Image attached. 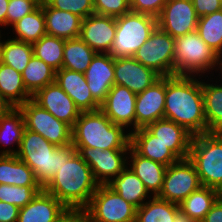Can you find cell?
Wrapping results in <instances>:
<instances>
[{
	"instance_id": "cell-1",
	"label": "cell",
	"mask_w": 222,
	"mask_h": 222,
	"mask_svg": "<svg viewBox=\"0 0 222 222\" xmlns=\"http://www.w3.org/2000/svg\"><path fill=\"white\" fill-rule=\"evenodd\" d=\"M194 76H166L164 118L196 136L207 133V123L202 82Z\"/></svg>"
},
{
	"instance_id": "cell-2",
	"label": "cell",
	"mask_w": 222,
	"mask_h": 222,
	"mask_svg": "<svg viewBox=\"0 0 222 222\" xmlns=\"http://www.w3.org/2000/svg\"><path fill=\"white\" fill-rule=\"evenodd\" d=\"M99 184L90 166L76 151L71 157H62V165L50 182L43 188L68 209H84Z\"/></svg>"
},
{
	"instance_id": "cell-3",
	"label": "cell",
	"mask_w": 222,
	"mask_h": 222,
	"mask_svg": "<svg viewBox=\"0 0 222 222\" xmlns=\"http://www.w3.org/2000/svg\"><path fill=\"white\" fill-rule=\"evenodd\" d=\"M114 124L101 110L81 112L72 127L73 147L130 149V132Z\"/></svg>"
},
{
	"instance_id": "cell-4",
	"label": "cell",
	"mask_w": 222,
	"mask_h": 222,
	"mask_svg": "<svg viewBox=\"0 0 222 222\" xmlns=\"http://www.w3.org/2000/svg\"><path fill=\"white\" fill-rule=\"evenodd\" d=\"M75 152L72 144L58 147L25 128L16 156L34 171L37 182L44 188L58 173L62 157H71Z\"/></svg>"
},
{
	"instance_id": "cell-5",
	"label": "cell",
	"mask_w": 222,
	"mask_h": 222,
	"mask_svg": "<svg viewBox=\"0 0 222 222\" xmlns=\"http://www.w3.org/2000/svg\"><path fill=\"white\" fill-rule=\"evenodd\" d=\"M188 159L194 164L201 185L222 193V133L193 136Z\"/></svg>"
},
{
	"instance_id": "cell-6",
	"label": "cell",
	"mask_w": 222,
	"mask_h": 222,
	"mask_svg": "<svg viewBox=\"0 0 222 222\" xmlns=\"http://www.w3.org/2000/svg\"><path fill=\"white\" fill-rule=\"evenodd\" d=\"M221 58L200 38L197 31L175 38L174 75H198L213 70L217 65L222 70Z\"/></svg>"
},
{
	"instance_id": "cell-7",
	"label": "cell",
	"mask_w": 222,
	"mask_h": 222,
	"mask_svg": "<svg viewBox=\"0 0 222 222\" xmlns=\"http://www.w3.org/2000/svg\"><path fill=\"white\" fill-rule=\"evenodd\" d=\"M157 27V18L130 11L116 17L115 38L109 54L113 58L133 57Z\"/></svg>"
},
{
	"instance_id": "cell-8",
	"label": "cell",
	"mask_w": 222,
	"mask_h": 222,
	"mask_svg": "<svg viewBox=\"0 0 222 222\" xmlns=\"http://www.w3.org/2000/svg\"><path fill=\"white\" fill-rule=\"evenodd\" d=\"M136 211L108 185H99L84 208L86 222H135Z\"/></svg>"
},
{
	"instance_id": "cell-9",
	"label": "cell",
	"mask_w": 222,
	"mask_h": 222,
	"mask_svg": "<svg viewBox=\"0 0 222 222\" xmlns=\"http://www.w3.org/2000/svg\"><path fill=\"white\" fill-rule=\"evenodd\" d=\"M19 109L23 113L26 129L40 134L58 147L72 144V127L58 120L32 99L24 102Z\"/></svg>"
},
{
	"instance_id": "cell-10",
	"label": "cell",
	"mask_w": 222,
	"mask_h": 222,
	"mask_svg": "<svg viewBox=\"0 0 222 222\" xmlns=\"http://www.w3.org/2000/svg\"><path fill=\"white\" fill-rule=\"evenodd\" d=\"M174 49L175 38L156 27L133 58L160 76H173Z\"/></svg>"
},
{
	"instance_id": "cell-11",
	"label": "cell",
	"mask_w": 222,
	"mask_h": 222,
	"mask_svg": "<svg viewBox=\"0 0 222 222\" xmlns=\"http://www.w3.org/2000/svg\"><path fill=\"white\" fill-rule=\"evenodd\" d=\"M201 186L196 168L187 158L167 167L163 186L157 197L179 205Z\"/></svg>"
},
{
	"instance_id": "cell-12",
	"label": "cell",
	"mask_w": 222,
	"mask_h": 222,
	"mask_svg": "<svg viewBox=\"0 0 222 222\" xmlns=\"http://www.w3.org/2000/svg\"><path fill=\"white\" fill-rule=\"evenodd\" d=\"M82 159L90 166L93 177L99 185H108L127 166L125 153L130 149H94L74 147ZM125 156V157H124Z\"/></svg>"
},
{
	"instance_id": "cell-13",
	"label": "cell",
	"mask_w": 222,
	"mask_h": 222,
	"mask_svg": "<svg viewBox=\"0 0 222 222\" xmlns=\"http://www.w3.org/2000/svg\"><path fill=\"white\" fill-rule=\"evenodd\" d=\"M198 19L192 0H168L157 17V27L176 38L196 31Z\"/></svg>"
},
{
	"instance_id": "cell-14",
	"label": "cell",
	"mask_w": 222,
	"mask_h": 222,
	"mask_svg": "<svg viewBox=\"0 0 222 222\" xmlns=\"http://www.w3.org/2000/svg\"><path fill=\"white\" fill-rule=\"evenodd\" d=\"M166 76H161L143 92L137 93L135 130L164 118Z\"/></svg>"
},
{
	"instance_id": "cell-15",
	"label": "cell",
	"mask_w": 222,
	"mask_h": 222,
	"mask_svg": "<svg viewBox=\"0 0 222 222\" xmlns=\"http://www.w3.org/2000/svg\"><path fill=\"white\" fill-rule=\"evenodd\" d=\"M32 100L71 127L81 113L72 98L56 82L38 90Z\"/></svg>"
},
{
	"instance_id": "cell-16",
	"label": "cell",
	"mask_w": 222,
	"mask_h": 222,
	"mask_svg": "<svg viewBox=\"0 0 222 222\" xmlns=\"http://www.w3.org/2000/svg\"><path fill=\"white\" fill-rule=\"evenodd\" d=\"M161 76L133 57L114 58V84L127 87L134 93L143 92Z\"/></svg>"
},
{
	"instance_id": "cell-17",
	"label": "cell",
	"mask_w": 222,
	"mask_h": 222,
	"mask_svg": "<svg viewBox=\"0 0 222 222\" xmlns=\"http://www.w3.org/2000/svg\"><path fill=\"white\" fill-rule=\"evenodd\" d=\"M136 95L127 87L114 84L105 100L100 104V110L114 124L124 128L133 125V131H135Z\"/></svg>"
},
{
	"instance_id": "cell-18",
	"label": "cell",
	"mask_w": 222,
	"mask_h": 222,
	"mask_svg": "<svg viewBox=\"0 0 222 222\" xmlns=\"http://www.w3.org/2000/svg\"><path fill=\"white\" fill-rule=\"evenodd\" d=\"M115 32V17L92 14L82 19L80 38L96 53H109Z\"/></svg>"
},
{
	"instance_id": "cell-19",
	"label": "cell",
	"mask_w": 222,
	"mask_h": 222,
	"mask_svg": "<svg viewBox=\"0 0 222 222\" xmlns=\"http://www.w3.org/2000/svg\"><path fill=\"white\" fill-rule=\"evenodd\" d=\"M180 160L189 157L193 135L181 125L169 119H159L145 127Z\"/></svg>"
},
{
	"instance_id": "cell-20",
	"label": "cell",
	"mask_w": 222,
	"mask_h": 222,
	"mask_svg": "<svg viewBox=\"0 0 222 222\" xmlns=\"http://www.w3.org/2000/svg\"><path fill=\"white\" fill-rule=\"evenodd\" d=\"M84 74L91 95L101 104L114 85V58L109 53H97Z\"/></svg>"
},
{
	"instance_id": "cell-21",
	"label": "cell",
	"mask_w": 222,
	"mask_h": 222,
	"mask_svg": "<svg viewBox=\"0 0 222 222\" xmlns=\"http://www.w3.org/2000/svg\"><path fill=\"white\" fill-rule=\"evenodd\" d=\"M55 82L72 98L81 112L100 110V104L91 95L84 73L61 68L56 71Z\"/></svg>"
},
{
	"instance_id": "cell-22",
	"label": "cell",
	"mask_w": 222,
	"mask_h": 222,
	"mask_svg": "<svg viewBox=\"0 0 222 222\" xmlns=\"http://www.w3.org/2000/svg\"><path fill=\"white\" fill-rule=\"evenodd\" d=\"M67 209L53 195L42 190L26 206L19 209L17 222H54Z\"/></svg>"
},
{
	"instance_id": "cell-23",
	"label": "cell",
	"mask_w": 222,
	"mask_h": 222,
	"mask_svg": "<svg viewBox=\"0 0 222 222\" xmlns=\"http://www.w3.org/2000/svg\"><path fill=\"white\" fill-rule=\"evenodd\" d=\"M130 146L140 156L169 166L180 159L145 127L130 133Z\"/></svg>"
},
{
	"instance_id": "cell-24",
	"label": "cell",
	"mask_w": 222,
	"mask_h": 222,
	"mask_svg": "<svg viewBox=\"0 0 222 222\" xmlns=\"http://www.w3.org/2000/svg\"><path fill=\"white\" fill-rule=\"evenodd\" d=\"M45 15L46 34L69 40L80 37L82 18L68 11L50 7L44 0L40 2Z\"/></svg>"
},
{
	"instance_id": "cell-25",
	"label": "cell",
	"mask_w": 222,
	"mask_h": 222,
	"mask_svg": "<svg viewBox=\"0 0 222 222\" xmlns=\"http://www.w3.org/2000/svg\"><path fill=\"white\" fill-rule=\"evenodd\" d=\"M128 153L132 159L130 161L132 164H127L130 165V170L143 182L149 193L151 191L153 196H158L163 186L167 166L138 155L131 147Z\"/></svg>"
},
{
	"instance_id": "cell-26",
	"label": "cell",
	"mask_w": 222,
	"mask_h": 222,
	"mask_svg": "<svg viewBox=\"0 0 222 222\" xmlns=\"http://www.w3.org/2000/svg\"><path fill=\"white\" fill-rule=\"evenodd\" d=\"M0 93L12 108H19L32 99L26 90L21 73L0 62Z\"/></svg>"
},
{
	"instance_id": "cell-27",
	"label": "cell",
	"mask_w": 222,
	"mask_h": 222,
	"mask_svg": "<svg viewBox=\"0 0 222 222\" xmlns=\"http://www.w3.org/2000/svg\"><path fill=\"white\" fill-rule=\"evenodd\" d=\"M108 186L136 208L141 207L149 195L143 182L130 170L128 165Z\"/></svg>"
},
{
	"instance_id": "cell-28",
	"label": "cell",
	"mask_w": 222,
	"mask_h": 222,
	"mask_svg": "<svg viewBox=\"0 0 222 222\" xmlns=\"http://www.w3.org/2000/svg\"><path fill=\"white\" fill-rule=\"evenodd\" d=\"M0 184L40 186L34 171L14 155H0Z\"/></svg>"
},
{
	"instance_id": "cell-29",
	"label": "cell",
	"mask_w": 222,
	"mask_h": 222,
	"mask_svg": "<svg viewBox=\"0 0 222 222\" xmlns=\"http://www.w3.org/2000/svg\"><path fill=\"white\" fill-rule=\"evenodd\" d=\"M25 130V121L22 111L19 108H11L8 112L0 114V143L9 145L16 143L17 150L5 149L0 155L16 156L22 136Z\"/></svg>"
},
{
	"instance_id": "cell-30",
	"label": "cell",
	"mask_w": 222,
	"mask_h": 222,
	"mask_svg": "<svg viewBox=\"0 0 222 222\" xmlns=\"http://www.w3.org/2000/svg\"><path fill=\"white\" fill-rule=\"evenodd\" d=\"M221 195L217 189L201 186L179 204V209L190 218L201 222Z\"/></svg>"
},
{
	"instance_id": "cell-31",
	"label": "cell",
	"mask_w": 222,
	"mask_h": 222,
	"mask_svg": "<svg viewBox=\"0 0 222 222\" xmlns=\"http://www.w3.org/2000/svg\"><path fill=\"white\" fill-rule=\"evenodd\" d=\"M96 54L80 37L65 40L62 68L85 73Z\"/></svg>"
},
{
	"instance_id": "cell-32",
	"label": "cell",
	"mask_w": 222,
	"mask_h": 222,
	"mask_svg": "<svg viewBox=\"0 0 222 222\" xmlns=\"http://www.w3.org/2000/svg\"><path fill=\"white\" fill-rule=\"evenodd\" d=\"M21 75L26 90L33 96L38 90L55 82L56 70L33 55Z\"/></svg>"
},
{
	"instance_id": "cell-33",
	"label": "cell",
	"mask_w": 222,
	"mask_h": 222,
	"mask_svg": "<svg viewBox=\"0 0 222 222\" xmlns=\"http://www.w3.org/2000/svg\"><path fill=\"white\" fill-rule=\"evenodd\" d=\"M202 90L207 133H222V86L202 82Z\"/></svg>"
},
{
	"instance_id": "cell-34",
	"label": "cell",
	"mask_w": 222,
	"mask_h": 222,
	"mask_svg": "<svg viewBox=\"0 0 222 222\" xmlns=\"http://www.w3.org/2000/svg\"><path fill=\"white\" fill-rule=\"evenodd\" d=\"M18 37L12 38L22 42L33 44L46 35L45 15L43 8L39 5L30 14L12 25Z\"/></svg>"
},
{
	"instance_id": "cell-35",
	"label": "cell",
	"mask_w": 222,
	"mask_h": 222,
	"mask_svg": "<svg viewBox=\"0 0 222 222\" xmlns=\"http://www.w3.org/2000/svg\"><path fill=\"white\" fill-rule=\"evenodd\" d=\"M137 208L135 222H173L179 205L157 196Z\"/></svg>"
},
{
	"instance_id": "cell-36",
	"label": "cell",
	"mask_w": 222,
	"mask_h": 222,
	"mask_svg": "<svg viewBox=\"0 0 222 222\" xmlns=\"http://www.w3.org/2000/svg\"><path fill=\"white\" fill-rule=\"evenodd\" d=\"M32 45L33 55L44 61L56 71L62 68L65 45L64 39L46 34Z\"/></svg>"
},
{
	"instance_id": "cell-37",
	"label": "cell",
	"mask_w": 222,
	"mask_h": 222,
	"mask_svg": "<svg viewBox=\"0 0 222 222\" xmlns=\"http://www.w3.org/2000/svg\"><path fill=\"white\" fill-rule=\"evenodd\" d=\"M200 38L222 56V9L198 19L197 29Z\"/></svg>"
},
{
	"instance_id": "cell-38",
	"label": "cell",
	"mask_w": 222,
	"mask_h": 222,
	"mask_svg": "<svg viewBox=\"0 0 222 222\" xmlns=\"http://www.w3.org/2000/svg\"><path fill=\"white\" fill-rule=\"evenodd\" d=\"M33 56V45L15 39L3 42L1 62L22 73Z\"/></svg>"
},
{
	"instance_id": "cell-39",
	"label": "cell",
	"mask_w": 222,
	"mask_h": 222,
	"mask_svg": "<svg viewBox=\"0 0 222 222\" xmlns=\"http://www.w3.org/2000/svg\"><path fill=\"white\" fill-rule=\"evenodd\" d=\"M42 190L41 186L0 184V201L15 205L20 209L32 201Z\"/></svg>"
},
{
	"instance_id": "cell-40",
	"label": "cell",
	"mask_w": 222,
	"mask_h": 222,
	"mask_svg": "<svg viewBox=\"0 0 222 222\" xmlns=\"http://www.w3.org/2000/svg\"><path fill=\"white\" fill-rule=\"evenodd\" d=\"M50 7L78 15L82 19L95 14L93 0H44Z\"/></svg>"
},
{
	"instance_id": "cell-41",
	"label": "cell",
	"mask_w": 222,
	"mask_h": 222,
	"mask_svg": "<svg viewBox=\"0 0 222 222\" xmlns=\"http://www.w3.org/2000/svg\"><path fill=\"white\" fill-rule=\"evenodd\" d=\"M40 2L41 0H9L6 26L13 25L25 15L30 14L40 5Z\"/></svg>"
},
{
	"instance_id": "cell-42",
	"label": "cell",
	"mask_w": 222,
	"mask_h": 222,
	"mask_svg": "<svg viewBox=\"0 0 222 222\" xmlns=\"http://www.w3.org/2000/svg\"><path fill=\"white\" fill-rule=\"evenodd\" d=\"M94 12L98 15L119 17L129 13V0H93Z\"/></svg>"
},
{
	"instance_id": "cell-43",
	"label": "cell",
	"mask_w": 222,
	"mask_h": 222,
	"mask_svg": "<svg viewBox=\"0 0 222 222\" xmlns=\"http://www.w3.org/2000/svg\"><path fill=\"white\" fill-rule=\"evenodd\" d=\"M168 0H129L130 10L157 18Z\"/></svg>"
},
{
	"instance_id": "cell-44",
	"label": "cell",
	"mask_w": 222,
	"mask_h": 222,
	"mask_svg": "<svg viewBox=\"0 0 222 222\" xmlns=\"http://www.w3.org/2000/svg\"><path fill=\"white\" fill-rule=\"evenodd\" d=\"M192 2L199 18L222 9L221 0H192Z\"/></svg>"
},
{
	"instance_id": "cell-45",
	"label": "cell",
	"mask_w": 222,
	"mask_h": 222,
	"mask_svg": "<svg viewBox=\"0 0 222 222\" xmlns=\"http://www.w3.org/2000/svg\"><path fill=\"white\" fill-rule=\"evenodd\" d=\"M18 215L17 206L0 201V222H17Z\"/></svg>"
},
{
	"instance_id": "cell-46",
	"label": "cell",
	"mask_w": 222,
	"mask_h": 222,
	"mask_svg": "<svg viewBox=\"0 0 222 222\" xmlns=\"http://www.w3.org/2000/svg\"><path fill=\"white\" fill-rule=\"evenodd\" d=\"M54 222H86L84 209H67Z\"/></svg>"
},
{
	"instance_id": "cell-47",
	"label": "cell",
	"mask_w": 222,
	"mask_h": 222,
	"mask_svg": "<svg viewBox=\"0 0 222 222\" xmlns=\"http://www.w3.org/2000/svg\"><path fill=\"white\" fill-rule=\"evenodd\" d=\"M201 222H222V195L213 204L211 210Z\"/></svg>"
},
{
	"instance_id": "cell-48",
	"label": "cell",
	"mask_w": 222,
	"mask_h": 222,
	"mask_svg": "<svg viewBox=\"0 0 222 222\" xmlns=\"http://www.w3.org/2000/svg\"><path fill=\"white\" fill-rule=\"evenodd\" d=\"M9 0H0V26H6V15Z\"/></svg>"
},
{
	"instance_id": "cell-49",
	"label": "cell",
	"mask_w": 222,
	"mask_h": 222,
	"mask_svg": "<svg viewBox=\"0 0 222 222\" xmlns=\"http://www.w3.org/2000/svg\"><path fill=\"white\" fill-rule=\"evenodd\" d=\"M173 222H200L195 219L190 218L188 215L183 213L180 209L176 212Z\"/></svg>"
},
{
	"instance_id": "cell-50",
	"label": "cell",
	"mask_w": 222,
	"mask_h": 222,
	"mask_svg": "<svg viewBox=\"0 0 222 222\" xmlns=\"http://www.w3.org/2000/svg\"><path fill=\"white\" fill-rule=\"evenodd\" d=\"M12 107L8 104V102L3 98L0 93V114H4L8 112Z\"/></svg>"
},
{
	"instance_id": "cell-51",
	"label": "cell",
	"mask_w": 222,
	"mask_h": 222,
	"mask_svg": "<svg viewBox=\"0 0 222 222\" xmlns=\"http://www.w3.org/2000/svg\"><path fill=\"white\" fill-rule=\"evenodd\" d=\"M0 38H1V36H0ZM2 46H3V42L0 41V62H1Z\"/></svg>"
}]
</instances>
